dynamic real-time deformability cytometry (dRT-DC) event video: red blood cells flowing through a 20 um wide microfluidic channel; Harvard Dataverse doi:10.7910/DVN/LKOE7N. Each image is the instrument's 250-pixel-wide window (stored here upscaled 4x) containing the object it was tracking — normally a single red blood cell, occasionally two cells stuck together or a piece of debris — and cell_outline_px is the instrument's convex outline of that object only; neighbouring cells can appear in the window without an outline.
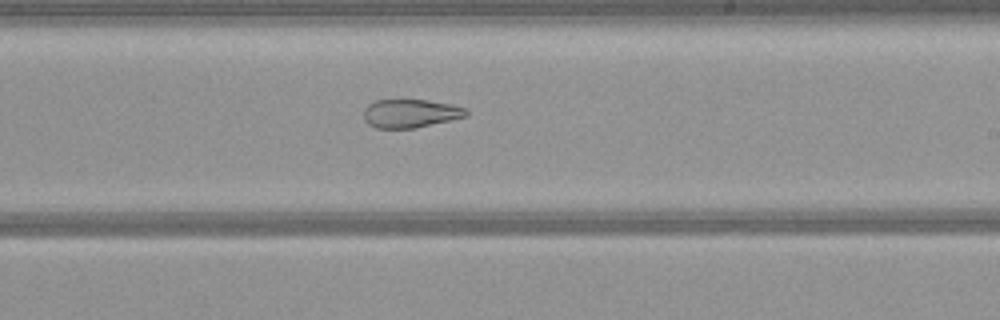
{"species": "common noctule bat (a hibernating species)", "species_latin": "Nyctalus noctula", "temperature_condition": "warm", "stored_images_in_passage": 52, "camera_frame_rate_fps": 3000, "um_per_image_px": 0.085, "animal": {"sex": "female", "body_mass_g": 21.9}, "frame": {"image": 1, "passage_image": 30, "time_ms": 9.667, "image_size_px": [1000, 320], "cell_outline_px": [[468, 116], [452, 120], [416, 128], [376, 128], [368, 124], [364, 120], [364, 108], [368, 104], [376, 100], [428, 100], [452, 104], [468, 108]], "centroid_in_image_um": [34.92, 9.64], "position_along_channel_um": 254.1, "area_um2": 17.22}}